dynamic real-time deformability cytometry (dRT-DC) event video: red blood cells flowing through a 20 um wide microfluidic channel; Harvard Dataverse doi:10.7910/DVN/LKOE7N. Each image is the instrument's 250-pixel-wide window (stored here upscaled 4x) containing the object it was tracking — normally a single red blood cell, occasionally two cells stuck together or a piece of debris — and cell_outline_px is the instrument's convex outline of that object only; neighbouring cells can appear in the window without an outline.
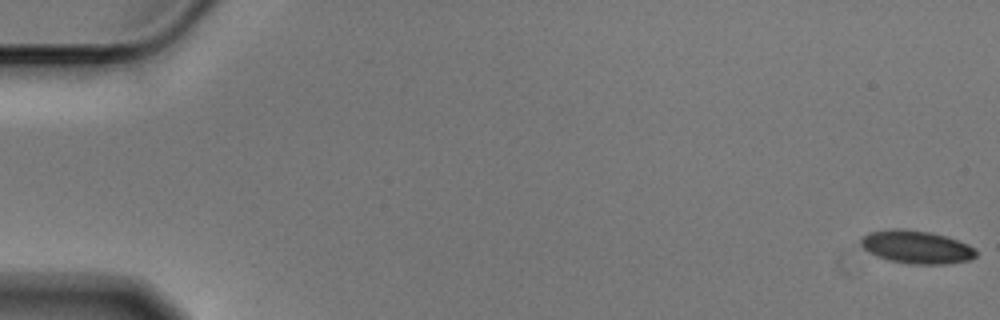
{"species": "Egyptian fruit bat (a non-hibernating species)", "species_latin": "Rousettus aegyptiacus", "temperature_condition": "cold", "stored_images_in_passage": 11, "camera_frame_rate_fps": 3000, "um_per_image_px": 0.085, "animal": {"sex": "male"}, "frame": {"image": 1, "passage_image": 1, "time_ms": 0.0, "image_size_px": [1000, 320], "cell_outline_px": [[976, 256], [972, 260], [948, 264], [912, 264], [888, 260], [876, 256], [868, 252], [860, 244], [860, 240], [868, 232], [892, 228], [900, 228], [928, 232], [944, 236], [968, 244], [976, 248]], "centroid_in_image_um": [77.9, 21.0], "position_along_channel_um": 7.1, "area_um2": 22.25}}